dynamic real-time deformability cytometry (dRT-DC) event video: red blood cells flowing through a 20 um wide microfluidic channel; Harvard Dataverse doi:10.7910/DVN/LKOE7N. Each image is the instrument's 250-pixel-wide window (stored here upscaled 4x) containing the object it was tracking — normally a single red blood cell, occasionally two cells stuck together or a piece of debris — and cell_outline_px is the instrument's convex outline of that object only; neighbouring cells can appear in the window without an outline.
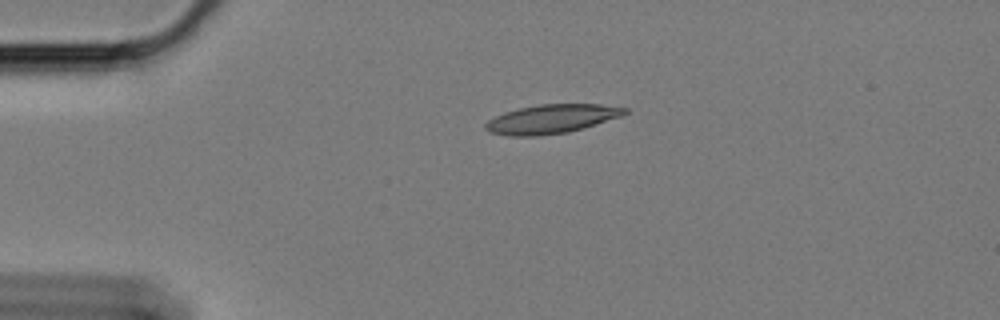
{"species": "Egyptian fruit bat (a non-hibernating species)", "species_latin": "Rousettus aegyptiacus", "temperature_condition": "cold", "stored_images_in_passage": 8, "camera_frame_rate_fps": 3000, "um_per_image_px": 0.085, "animal": {"sex": "female"}, "frame": {"image": 1, "passage_image": 1, "time_ms": 0.0, "image_size_px": [1000, 320], "cell_outline_px": [[628, 112], [620, 116], [568, 132], [536, 136], [508, 136], [488, 132], [484, 128], [484, 124], [488, 120], [504, 112], [520, 108], [540, 104], [600, 104], [628, 108]], "centroid_in_image_um": [46.82, 10.11], "position_along_channel_um": 38.2, "area_um2": 23.29}}
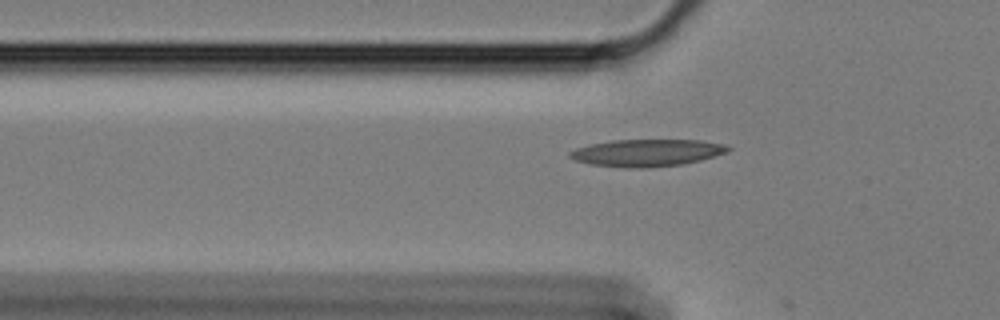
{"frame": {"image": 2, "passage_image": 7, "time_ms": 2.0, "image_size_px": [1000, 320], "cell_outline_px": [[732, 148], [728, 152], [700, 160], [680, 164], [640, 168], [592, 164], [576, 160], [568, 156], [568, 152], [576, 148], [592, 144], [612, 140], [700, 140], [728, 144]], "centroid_in_image_um": [55.04, 12.96], "position_along_channel_um": 70.8, "area_um2": 24.68}}